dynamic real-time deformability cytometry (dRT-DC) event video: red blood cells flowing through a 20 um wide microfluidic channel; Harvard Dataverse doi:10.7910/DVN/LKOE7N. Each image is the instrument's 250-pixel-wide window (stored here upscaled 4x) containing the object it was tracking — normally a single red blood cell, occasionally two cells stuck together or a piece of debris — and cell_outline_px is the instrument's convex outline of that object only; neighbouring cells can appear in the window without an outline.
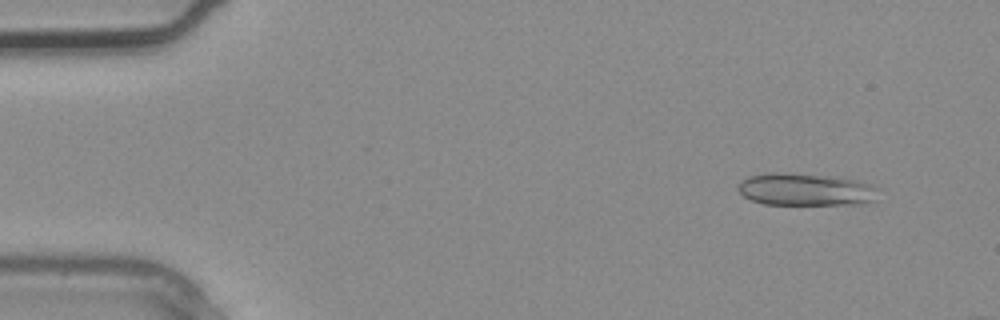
{"species": "common noctule bat (a hibernating species)", "species_latin": "Nyctalus noctula", "temperature_condition": "warm", "stored_images_in_passage": 3, "camera_frame_rate_fps": 3000, "um_per_image_px": 0.085, "animal": {"sex": "male", "body_mass_g": 20.4}, "frame": {"image": 1, "passage_image": 1, "time_ms": 0.0, "image_size_px": [1000, 320], "cell_outline_px": [[880, 188], [876, 200], [864, 204], [764, 204], [752, 200], [744, 196], [736, 188], [748, 176], [764, 172], [788, 172], [824, 176], [856, 180]], "centroid_in_image_um": [68.49, 16.1], "position_along_channel_um": 16.5, "area_um2": 26.53}}